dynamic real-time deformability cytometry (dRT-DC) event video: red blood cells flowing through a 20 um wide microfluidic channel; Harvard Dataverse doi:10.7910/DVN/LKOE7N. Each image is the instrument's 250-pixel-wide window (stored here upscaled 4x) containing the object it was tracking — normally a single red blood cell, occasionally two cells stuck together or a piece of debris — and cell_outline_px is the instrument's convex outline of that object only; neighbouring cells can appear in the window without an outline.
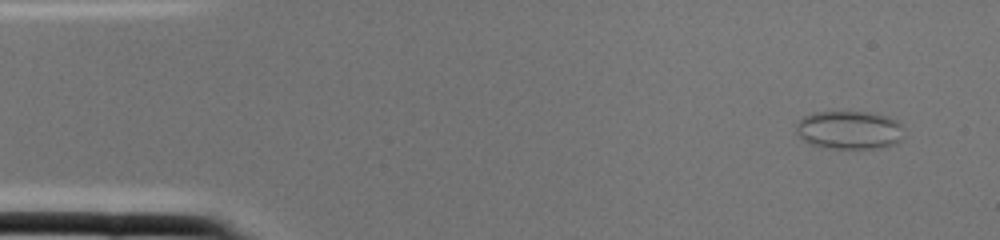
{"species": "common noctule bat (a hibernating species)", "species_latin": "Nyctalus noctula", "temperature_condition": "cold", "stored_images_in_passage": 2, "camera_frame_rate_fps": 3000, "um_per_image_px": 0.085, "animal": {"sex": "female", "body_mass_g": 22.0, "forearm_length_mm": 56.7}, "frame": {"image": 1, "passage_image": 1, "time_ms": 0.0, "image_size_px": [1000, 240], "cell_outline_px": [[904, 128], [900, 140], [896, 144], [880, 148], [828, 148], [812, 144], [804, 140], [796, 132], [796, 124], [804, 116], [812, 112], [864, 112], [888, 116], [896, 120]], "centroid_in_image_um": [72.2, 11.05], "position_along_channel_um": 12.8, "area_um2": 24.04}}
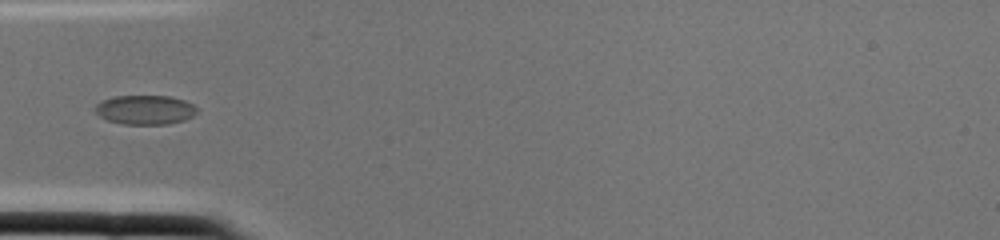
{"frame": {"image": 2, "passage_image": 2, "time_ms": 0.333, "image_size_px": [1000, 240], "cell_outline_px": [[200, 108], [192, 116], [184, 120], [168, 124], [124, 124], [104, 120], [92, 108], [100, 100], [116, 96], [172, 96], [184, 100]], "centroid_in_image_um": [12.31, 9.33], "position_along_channel_um": 72.7, "area_um2": 17.63}}